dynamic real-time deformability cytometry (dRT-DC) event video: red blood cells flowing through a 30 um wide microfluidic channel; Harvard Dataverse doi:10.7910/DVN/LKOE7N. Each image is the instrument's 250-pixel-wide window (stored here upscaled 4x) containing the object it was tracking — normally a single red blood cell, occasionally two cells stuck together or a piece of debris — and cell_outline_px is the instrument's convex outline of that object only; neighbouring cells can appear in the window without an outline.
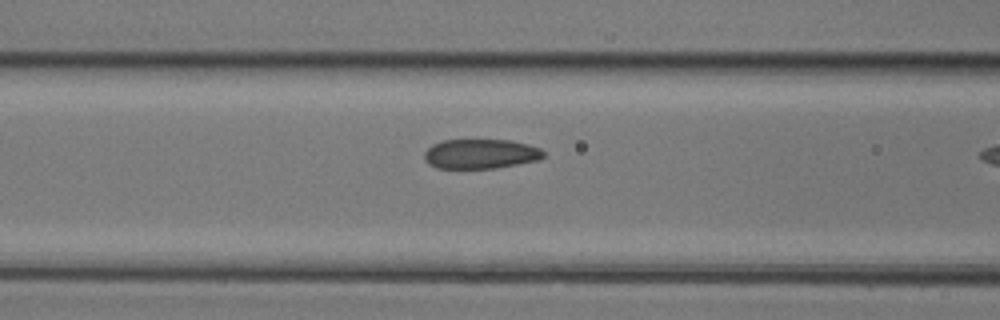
{"species": "common noctule bat (a hibernating species)", "species_latin": "Nyctalus noctula", "temperature_condition": "room temperature", "stored_images_in_passage": 9, "camera_frame_rate_fps": 3000, "um_per_image_px": 0.085, "animal": {"sex": "female", "body_mass_g": 17.0, "forearm_length_mm": 48.0}, "frame": {"image": 1, "passage_image": 8, "time_ms": 2.333, "image_size_px": [1000, 320], "cell_outline_px": [[544, 156], [540, 160], [496, 168], [436, 168], [428, 164], [424, 160], [424, 152], [432, 144], [444, 140], [512, 140], [528, 144], [540, 148], [544, 152]], "centroid_in_image_um": [40.85, 13.08], "position_along_channel_um": 125.7, "area_um2": 20.75}}